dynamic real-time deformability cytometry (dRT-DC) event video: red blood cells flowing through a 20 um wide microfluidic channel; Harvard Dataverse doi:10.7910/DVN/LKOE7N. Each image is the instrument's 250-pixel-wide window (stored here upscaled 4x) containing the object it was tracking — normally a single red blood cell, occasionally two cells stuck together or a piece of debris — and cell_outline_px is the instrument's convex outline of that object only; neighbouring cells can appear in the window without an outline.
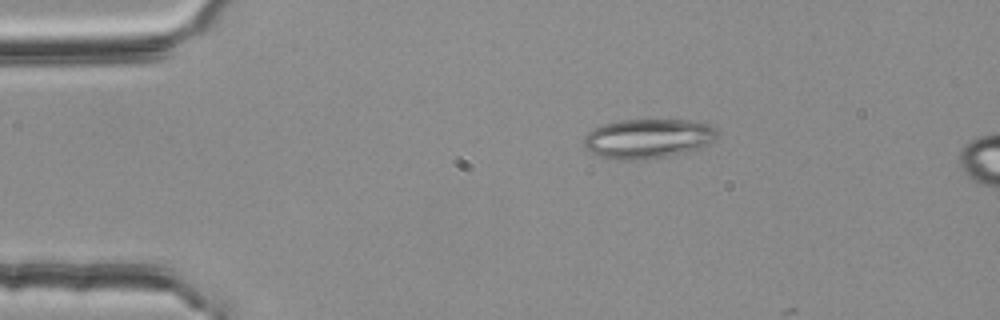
{"species": "common noctule bat (a hibernating species)", "species_latin": "Nyctalus noctula", "temperature_condition": "room temperature", "stored_images_in_passage": 8, "camera_frame_rate_fps": 3000, "um_per_image_px": 0.085, "animal": {"sex": "female", "body_mass_g": 25.1}, "frame": {"image": 1, "passage_image": 5, "time_ms": 1.333, "image_size_px": [1000, 320], "cell_outline_px": [[716, 136], [712, 140], [696, 148], [684, 152], [644, 160], [616, 160], [600, 156], [584, 148], [584, 140], [588, 132], [604, 124], [620, 120], [688, 120], [708, 124], [716, 128]], "centroid_in_image_um": [55.02, 11.78], "position_along_channel_um": 30.0, "area_um2": 30.23}}